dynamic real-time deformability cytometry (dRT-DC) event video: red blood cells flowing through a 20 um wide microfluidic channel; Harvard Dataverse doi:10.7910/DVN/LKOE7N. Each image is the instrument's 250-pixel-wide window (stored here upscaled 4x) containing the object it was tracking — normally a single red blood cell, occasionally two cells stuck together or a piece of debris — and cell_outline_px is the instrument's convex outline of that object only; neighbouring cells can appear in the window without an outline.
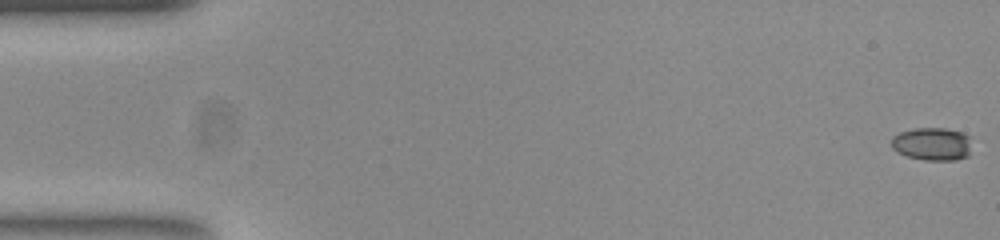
{"species": "common noctule bat (a hibernating species)", "species_latin": "Nyctalus noctula", "temperature_condition": "room temperature", "stored_images_in_passage": 55, "camera_frame_rate_fps": 3000, "um_per_image_px": 0.085, "animal": {"sex": "female", "body_mass_g": 23.0, "forearm_length_mm": 53.4}, "frame": {"image": 1, "passage_image": 1, "time_ms": 0.0, "image_size_px": [1000, 240], "cell_outline_px": [[972, 136], [968, 156], [956, 160], [924, 160], [908, 156], [896, 152], [892, 148], [892, 136], [900, 132], [916, 128], [944, 128], [964, 132]], "centroid_in_image_um": [79.27, 12.23], "position_along_channel_um": 5.7, "area_um2": 15.66}}
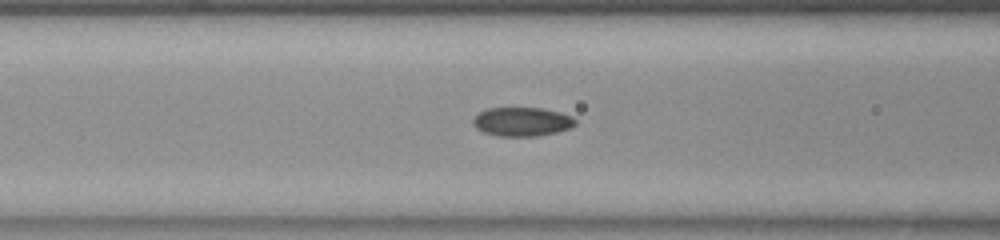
{"frame": {"image": 2, "passage_image": 22, "time_ms": 7.0, "image_size_px": [1000, 240], "cell_outline_px": [[576, 124], [568, 128], [556, 132], [536, 136], [496, 136], [484, 132], [476, 128], [472, 120], [480, 112], [488, 108], [540, 108], [560, 112], [572, 116], [576, 120]], "centroid_in_image_um": [44.37, 10.34], "position_along_channel_um": 122.2, "area_um2": 17.11}}
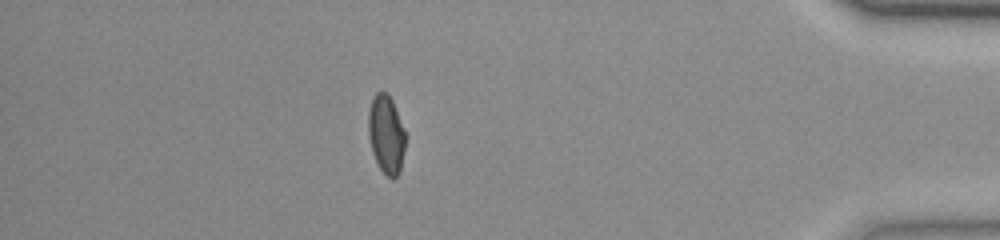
{"frame": {"image": 3, "passage_image": 48, "time_ms": 15.667, "image_size_px": [1000, 240], "cell_outline_px": [[404, 148], [400, 172], [392, 180], [380, 168], [372, 152], [368, 136], [368, 112], [372, 100], [376, 92], [384, 92], [392, 100], [404, 128]], "centroid_in_image_um": [32.81, 11.43], "position_along_channel_um": 402.4, "area_um2": 16.7}, "authors_computed_cell_mechanics": {"area_um2": 17.1666, "velocity_mm_per_s": 3.7802, "shape_relaxation_time_tau1_ms": 7.6506, "shape_relaxation_time_tau2_ms": 1.3664, "deformation_change_tau1": 0.228, "deformation_change_tau2": 0.0609}}